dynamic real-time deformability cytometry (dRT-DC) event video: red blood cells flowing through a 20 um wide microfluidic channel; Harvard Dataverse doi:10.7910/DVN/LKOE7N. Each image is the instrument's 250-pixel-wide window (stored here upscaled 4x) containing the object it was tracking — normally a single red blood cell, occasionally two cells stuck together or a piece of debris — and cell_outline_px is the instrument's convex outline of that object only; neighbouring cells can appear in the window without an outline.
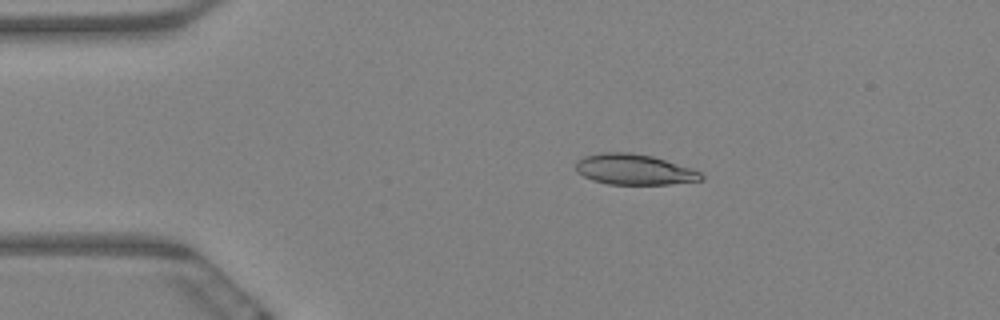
{"species": "Egyptian fruit bat (a non-hibernating species)", "species_latin": "Rousettus aegyptiacus", "temperature_condition": "warm", "stored_images_in_passage": 6, "camera_frame_rate_fps": 3000, "um_per_image_px": 0.085, "animal": {"sex": "female"}, "frame": {"image": 1, "passage_image": 4, "time_ms": 1.0, "image_size_px": [1000, 320], "cell_outline_px": [[704, 180], [668, 184], [608, 184], [592, 180], [576, 172], [576, 160], [584, 156], [600, 152], [628, 152], [652, 156], [692, 168], [700, 172], [704, 176]], "centroid_in_image_um": [53.89, 14.4], "position_along_channel_um": 31.1, "area_um2": 22.43}}